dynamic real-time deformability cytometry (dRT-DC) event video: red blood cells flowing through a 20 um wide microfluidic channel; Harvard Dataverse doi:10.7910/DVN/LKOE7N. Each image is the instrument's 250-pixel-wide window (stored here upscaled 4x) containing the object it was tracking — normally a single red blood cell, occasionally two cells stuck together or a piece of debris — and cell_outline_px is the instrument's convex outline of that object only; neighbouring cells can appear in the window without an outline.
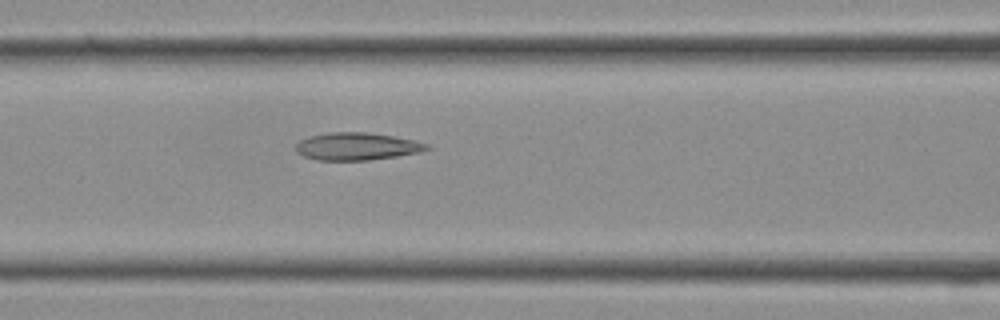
{"species": "Egyptian fruit bat (a non-hibernating species)", "species_latin": "Rousettus aegyptiacus", "temperature_condition": "cold", "stored_images_in_passage": 14, "camera_frame_rate_fps": 3000, "um_per_image_px": 0.085, "frame": {"image": 1, "passage_image": 12, "time_ms": 3.667, "image_size_px": [1000, 320], "cell_outline_px": [[432, 148], [420, 152], [396, 156], [368, 160], [316, 160], [304, 156], [296, 152], [296, 144], [300, 140], [308, 136], [328, 132], [368, 132], [416, 140], [428, 144]], "centroid_in_image_um": [30.33, 12.43], "position_along_channel_um": 136.3, "area_um2": 21.1}}
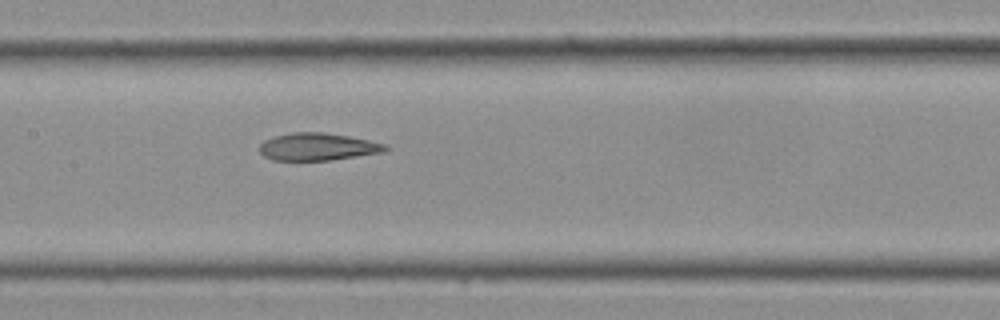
{"frame": {"image": 2, "passage_image": 14, "time_ms": 4.333, "image_size_px": [1000, 320], "cell_outline_px": [[392, 148], [380, 152], [332, 160], [272, 160], [264, 156], [260, 152], [260, 144], [264, 140], [276, 136], [292, 132], [324, 132], [348, 136], [388, 144]], "centroid_in_image_um": [27.01, 12.47], "position_along_channel_um": 180.4, "area_um2": 20.06}}